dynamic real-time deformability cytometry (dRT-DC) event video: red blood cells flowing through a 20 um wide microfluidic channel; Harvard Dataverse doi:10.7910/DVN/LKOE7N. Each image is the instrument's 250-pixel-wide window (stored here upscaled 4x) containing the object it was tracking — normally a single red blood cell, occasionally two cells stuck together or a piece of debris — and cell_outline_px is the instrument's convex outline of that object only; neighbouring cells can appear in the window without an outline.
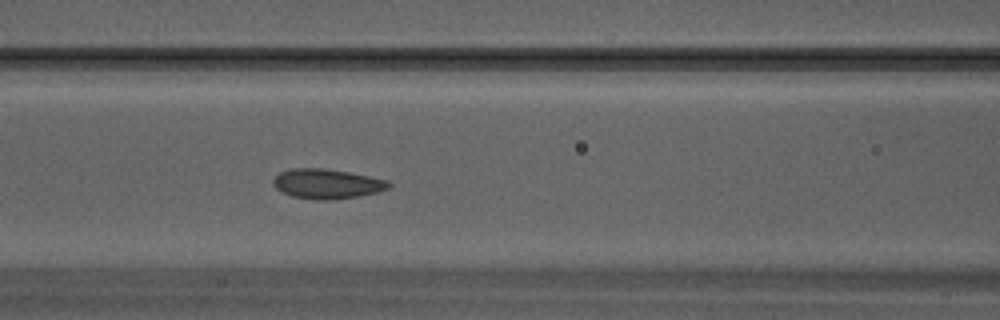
{"species": "Egyptian fruit bat (a non-hibernating species)", "species_latin": "Rousettus aegyptiacus", "temperature_condition": "warm", "stored_images_in_passage": 17, "camera_frame_rate_fps": 3000, "um_per_image_px": 0.085, "animal": {"sex": "male"}, "frame": {"image": 1, "passage_image": 15, "time_ms": 4.667, "image_size_px": [1000, 320], "cell_outline_px": [[392, 184], [388, 188], [376, 192], [360, 196], [324, 200], [316, 200], [292, 196], [280, 192], [272, 184], [272, 180], [280, 172], [292, 168], [324, 168], [348, 172], [388, 180]], "centroid_in_image_um": [27.76, 15.62], "position_along_channel_um": 138.8, "area_um2": 20.0}}